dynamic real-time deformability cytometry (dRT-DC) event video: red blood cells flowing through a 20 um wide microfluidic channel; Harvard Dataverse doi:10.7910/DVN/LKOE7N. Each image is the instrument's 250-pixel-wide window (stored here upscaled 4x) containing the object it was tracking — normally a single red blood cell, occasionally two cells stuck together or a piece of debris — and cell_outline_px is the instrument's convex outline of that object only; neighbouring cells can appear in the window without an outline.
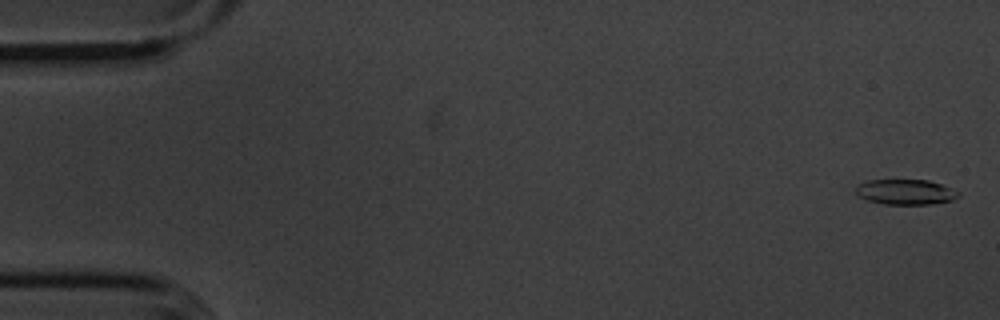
{"species": "common noctule bat (a hibernating species)", "species_latin": "Nyctalus noctula", "temperature_condition": "cold", "stored_images_in_passage": 56, "camera_frame_rate_fps": 3000, "um_per_image_px": 0.085, "animal": {"sex": "male", "body_mass_g": 20.1, "forearm_length_mm": 53.5}, "frame": {"image": 1, "passage_image": 2, "time_ms": 0.333, "image_size_px": [1000, 320], "cell_outline_px": [[960, 196], [952, 200], [932, 204], [884, 204], [868, 200], [860, 196], [856, 192], [856, 188], [860, 184], [868, 180], [928, 180], [940, 184], [960, 192]], "centroid_in_image_um": [77.0, 16.32], "position_along_channel_um": 8.0, "area_um2": 14.91}}
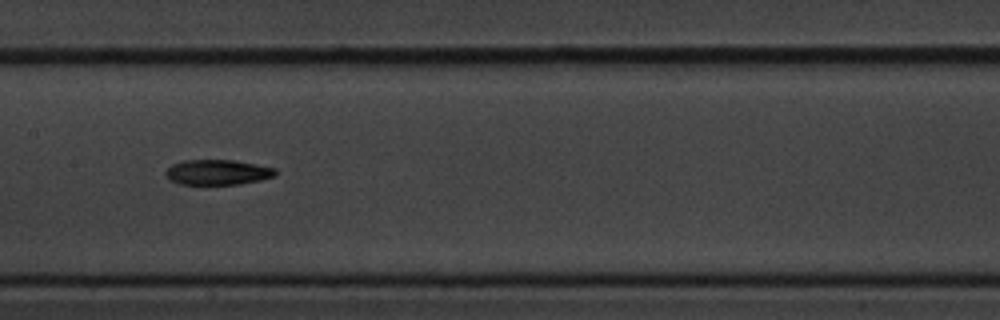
{"frame": {"image": 2, "passage_image": 28, "time_ms": 9.0, "image_size_px": [1000, 320], "cell_outline_px": [[276, 176], [260, 180], [236, 184], [180, 184], [168, 180], [164, 172], [172, 164], [184, 160], [236, 160], [276, 168]], "centroid_in_image_um": [18.48, 14.63], "position_along_channel_um": 188.9, "area_um2": 16.18}}
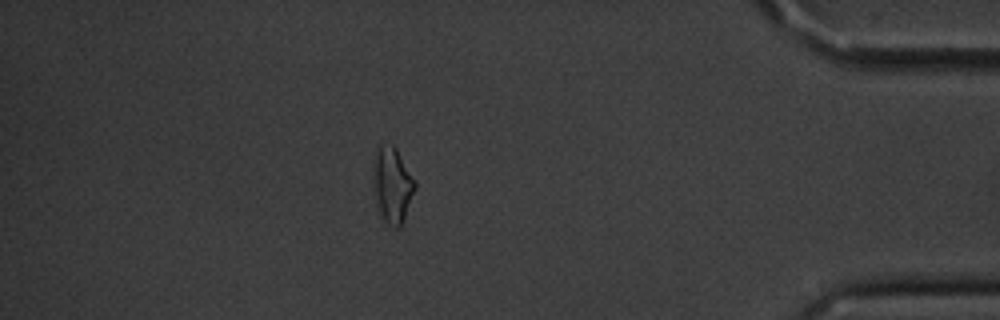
{"frame": {"image": 3, "passage_image": 49, "time_ms": 16.0, "image_size_px": [1000, 320], "cell_outline_px": [[416, 188], [400, 228], [396, 228], [380, 220], [372, 180], [372, 164], [376, 148], [380, 144], [392, 144], [396, 148], [416, 180]], "centroid_in_image_um": [33.32, 15.71], "position_along_channel_um": 401.9, "area_um2": 18.96}, "authors_computed_cell_mechanics": {"area_um2": 16.3574, "velocity_mm_per_s": 3.624, "shape_relaxation_time_tau1_ms": 2.7619, "shape_relaxation_time_tau2_ms": null, "deformation_change_tau1": 0.1488, "deformation_change_tau2": null}}